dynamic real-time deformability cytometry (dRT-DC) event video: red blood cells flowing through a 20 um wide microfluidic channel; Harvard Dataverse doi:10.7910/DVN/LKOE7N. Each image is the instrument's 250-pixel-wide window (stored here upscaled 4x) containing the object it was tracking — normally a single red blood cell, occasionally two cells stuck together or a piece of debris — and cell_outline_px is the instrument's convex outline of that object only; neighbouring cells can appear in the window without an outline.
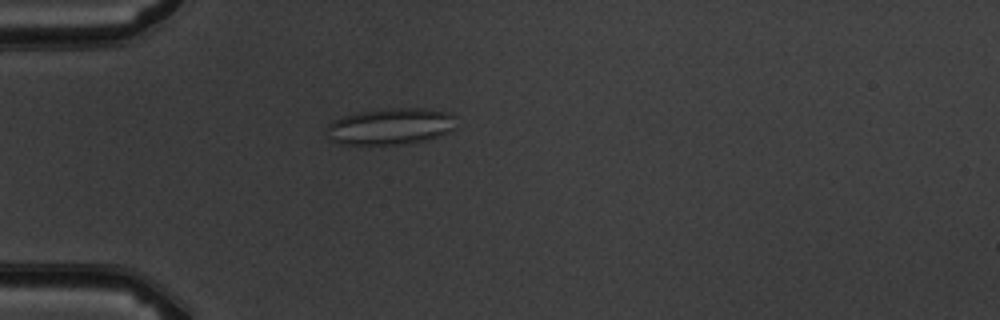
{"species": "common noctule bat (a hibernating species)", "species_latin": "Nyctalus noctula", "temperature_condition": "warm", "stored_images_in_passage": 1, "camera_frame_rate_fps": 3000, "um_per_image_px": 0.085, "animal": {"sex": "male", "body_mass_g": 19.5, "forearm_length_mm": 54.6}, "frame": {"image": 1, "passage_image": 1, "time_ms": 0.0, "image_size_px": [1000, 320], "cell_outline_px": [[452, 128], [436, 136], [424, 140], [400, 144], [340, 144], [328, 140], [324, 132], [328, 124], [332, 120], [356, 112], [388, 108], [424, 108], [448, 112], [452, 116]], "centroid_in_image_um": [33.03, 10.74], "position_along_channel_um": 52.0, "area_um2": 27.28}}